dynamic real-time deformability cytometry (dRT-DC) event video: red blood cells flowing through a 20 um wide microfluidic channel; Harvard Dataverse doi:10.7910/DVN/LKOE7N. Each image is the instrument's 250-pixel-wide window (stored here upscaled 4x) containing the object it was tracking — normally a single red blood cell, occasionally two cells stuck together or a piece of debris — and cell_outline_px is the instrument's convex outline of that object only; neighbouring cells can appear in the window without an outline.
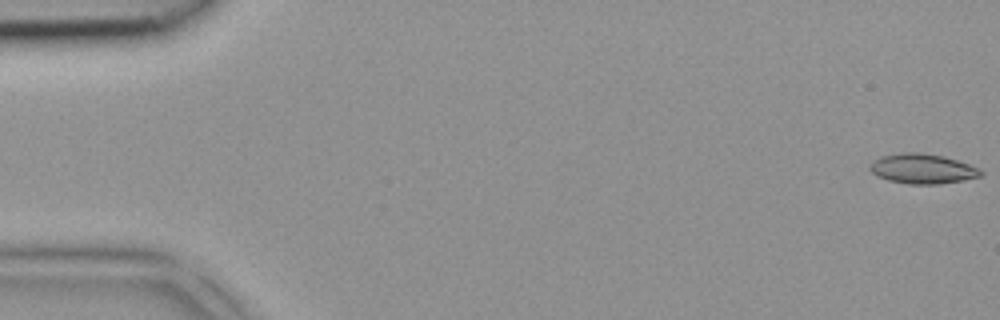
{"species": "common noctule bat (a hibernating species)", "species_latin": "Nyctalus noctula", "temperature_condition": "room temperature", "stored_images_in_passage": 5, "camera_frame_rate_fps": 3000, "um_per_image_px": 0.085, "animal": {"sex": "female", "body_mass_g": 18.4}, "frame": {"image": 1, "passage_image": 1, "time_ms": 0.0, "image_size_px": [1000, 320], "cell_outline_px": [[984, 172], [980, 176], [964, 180], [940, 184], [908, 184], [888, 180], [876, 176], [868, 168], [872, 160], [880, 156], [900, 152], [920, 152], [944, 156], [980, 168]], "centroid_in_image_um": [78.38, 14.34], "position_along_channel_um": 6.6, "area_um2": 19.54}}
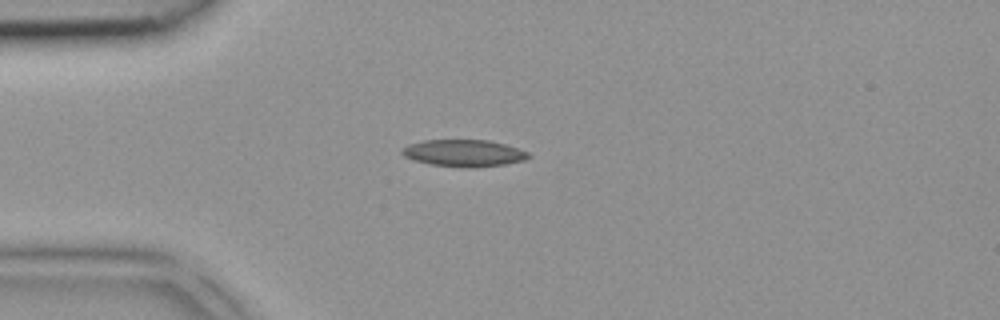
{"frame": {"image": 2, "passage_image": 4, "time_ms": 1.0, "image_size_px": [1000, 320], "cell_outline_px": [[532, 156], [524, 160], [504, 164], [472, 168], [432, 164], [416, 160], [404, 156], [400, 152], [400, 148], [408, 144], [424, 140], [488, 140], [504, 144], [528, 152]], "centroid_in_image_um": [39.41, 13.0], "position_along_channel_um": 45.6, "area_um2": 19.65}}